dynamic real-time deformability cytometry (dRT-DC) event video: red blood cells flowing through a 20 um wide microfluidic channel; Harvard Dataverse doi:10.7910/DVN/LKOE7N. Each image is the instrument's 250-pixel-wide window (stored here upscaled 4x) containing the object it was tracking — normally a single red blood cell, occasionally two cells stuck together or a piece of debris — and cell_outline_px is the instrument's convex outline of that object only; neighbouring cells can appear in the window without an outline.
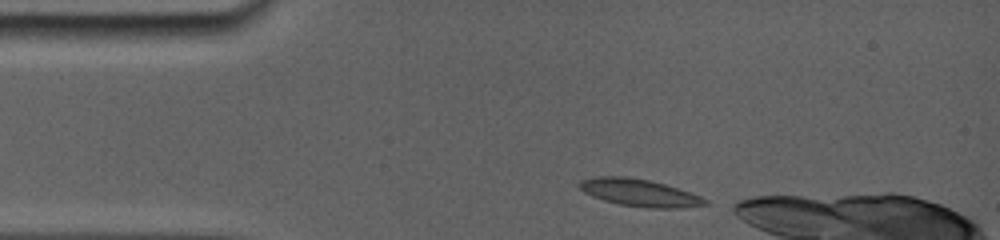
{"species": "common noctule bat (a hibernating species)", "species_latin": "Nyctalus noctula", "temperature_condition": "room temperature", "stored_images_in_passage": 9, "segment_of_instrument_passage": [1, 2], "camera_frame_rate_fps": 5000, "um_per_image_px": 0.085, "animal": {"sex": "female", "body_mass_g": 19.0, "forearm_length_mm": 56.7}, "frame": {"image": 1, "passage_image": 1, "time_ms": 0.0, "image_size_px": [1000, 240], "cell_outline_px": [[712, 204], [680, 208], [648, 208], [616, 204], [592, 196], [584, 192], [576, 184], [580, 180], [596, 176], [624, 176], [648, 180], [664, 184], [692, 192], [708, 200]], "centroid_in_image_um": [54.36, 16.38], "position_along_channel_um": 30.6, "area_um2": 20.23}}
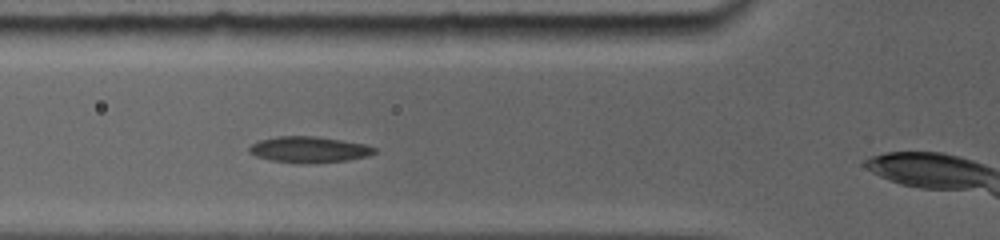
{"frame": {"image": 2, "passage_image": 5, "time_ms": 2.8, "image_size_px": [1000, 240], "cell_outline_px": [[376, 152], [364, 156], [348, 160], [292, 164], [272, 160], [256, 156], [248, 152], [248, 148], [252, 144], [260, 140], [280, 136], [312, 136], [340, 140], [364, 144], [376, 148]], "centroid_in_image_um": [26.21, 12.72], "position_along_channel_um": 99.6, "area_um2": 18.73}}
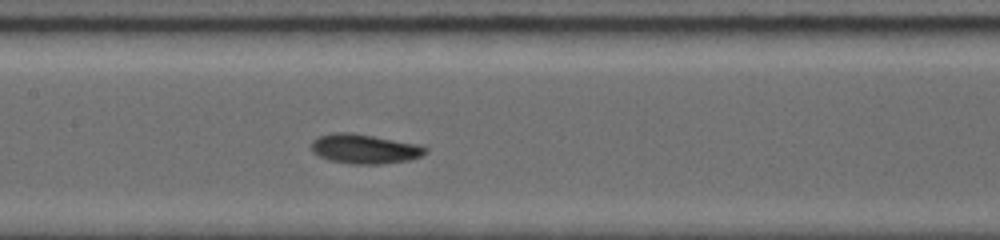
{"frame": {"image": 3, "passage_image": 8, "time_ms": 4.8, "image_size_px": [1000, 240], "cell_outline_px": [[424, 152], [420, 156], [408, 160], [380, 164], [352, 164], [332, 160], [320, 156], [312, 152], [312, 144], [320, 136], [368, 136], [412, 144], [424, 148]], "centroid_in_image_um": [30.99, 12.74], "position_along_channel_um": 176.4, "area_um2": 17.69}}